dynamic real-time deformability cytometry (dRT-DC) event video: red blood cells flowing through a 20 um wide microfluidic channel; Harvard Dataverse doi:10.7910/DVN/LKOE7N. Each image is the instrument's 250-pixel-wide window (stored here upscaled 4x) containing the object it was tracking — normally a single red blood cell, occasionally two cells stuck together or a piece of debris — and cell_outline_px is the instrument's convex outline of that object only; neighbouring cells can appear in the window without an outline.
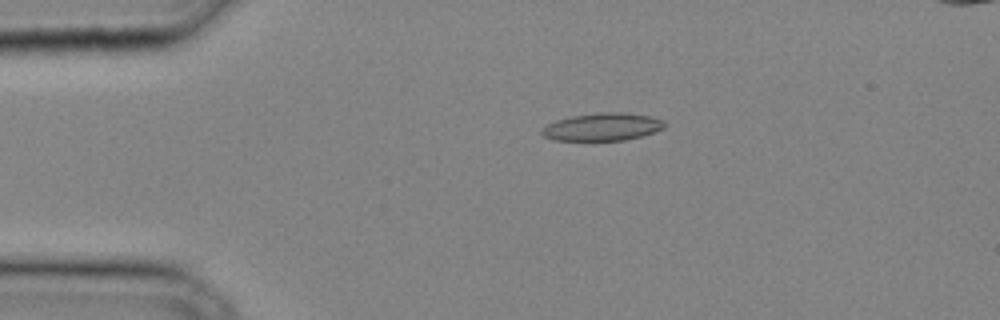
{"species": "common noctule bat (a hibernating species)", "species_latin": "Nyctalus noctula", "temperature_condition": "cold", "stored_images_in_passage": 33, "camera_frame_rate_fps": 3000, "um_per_image_px": 0.085, "animal": {"sex": "male", "body_mass_g": 20.4}, "frame": {"image": 1, "passage_image": 7, "time_ms": 2.0, "image_size_px": [1000, 320], "cell_outline_px": [[664, 128], [640, 136], [624, 140], [552, 140], [544, 136], [540, 132], [548, 124], [556, 120], [572, 116], [600, 112], [620, 112], [652, 116], [664, 120]], "centroid_in_image_um": [51.2, 10.78], "position_along_channel_um": 33.8, "area_um2": 19.59}}
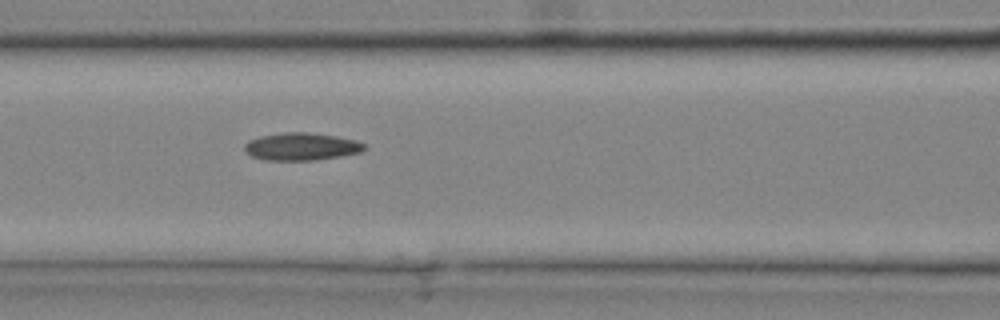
{"frame": {"image": 2, "passage_image": 15, "time_ms": 4.667, "image_size_px": [1000, 320], "cell_outline_px": [[368, 148], [360, 152], [340, 156], [316, 160], [264, 160], [252, 156], [244, 148], [244, 144], [248, 140], [260, 136], [284, 132], [304, 132], [336, 136], [356, 140], [364, 144]], "centroid_in_image_um": [25.62, 12.46], "position_along_channel_um": 141.0, "area_um2": 19.19}}
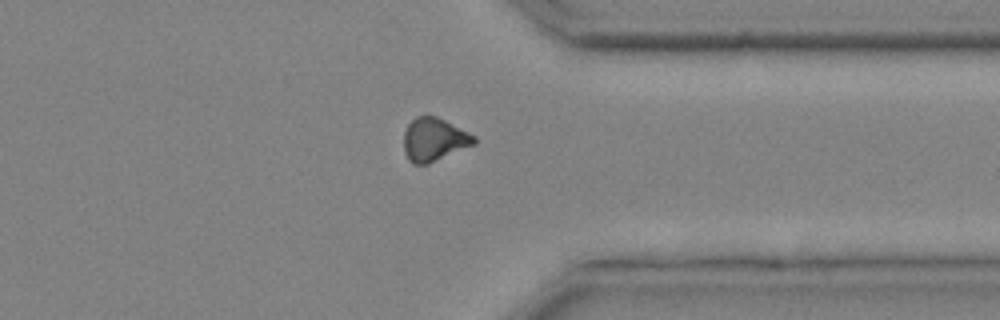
{"frame": {"image": 3, "passage_image": 28, "time_ms": 9.0, "image_size_px": [1000, 320], "cell_outline_px": [[476, 144], [428, 164], [412, 164], [408, 160], [404, 152], [404, 132], [408, 124], [416, 116], [428, 112], [476, 136]], "centroid_in_image_um": [36.88, 11.84], "position_along_channel_um": 374.5, "area_um2": 18.03}}